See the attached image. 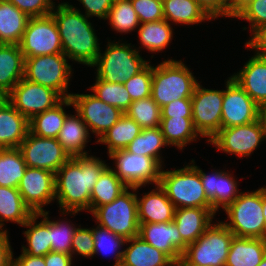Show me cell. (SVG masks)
<instances>
[{
	"mask_svg": "<svg viewBox=\"0 0 266 266\" xmlns=\"http://www.w3.org/2000/svg\"><path fill=\"white\" fill-rule=\"evenodd\" d=\"M107 166L102 159L87 154L70 158L55 173V199L63 215L75 216L85 210L91 213V192Z\"/></svg>",
	"mask_w": 266,
	"mask_h": 266,
	"instance_id": "cell-1",
	"label": "cell"
},
{
	"mask_svg": "<svg viewBox=\"0 0 266 266\" xmlns=\"http://www.w3.org/2000/svg\"><path fill=\"white\" fill-rule=\"evenodd\" d=\"M58 26L64 55L88 67L96 62L100 53L99 39L88 17L68 2L54 5L51 12Z\"/></svg>",
	"mask_w": 266,
	"mask_h": 266,
	"instance_id": "cell-2",
	"label": "cell"
},
{
	"mask_svg": "<svg viewBox=\"0 0 266 266\" xmlns=\"http://www.w3.org/2000/svg\"><path fill=\"white\" fill-rule=\"evenodd\" d=\"M198 83L181 60L167 59L152 66L151 97L160 108L177 99L191 98Z\"/></svg>",
	"mask_w": 266,
	"mask_h": 266,
	"instance_id": "cell-3",
	"label": "cell"
},
{
	"mask_svg": "<svg viewBox=\"0 0 266 266\" xmlns=\"http://www.w3.org/2000/svg\"><path fill=\"white\" fill-rule=\"evenodd\" d=\"M234 234L221 222L211 224L194 243L187 245L178 266H225Z\"/></svg>",
	"mask_w": 266,
	"mask_h": 266,
	"instance_id": "cell-4",
	"label": "cell"
},
{
	"mask_svg": "<svg viewBox=\"0 0 266 266\" xmlns=\"http://www.w3.org/2000/svg\"><path fill=\"white\" fill-rule=\"evenodd\" d=\"M159 185L175 208H211L199 171L190 163L184 168L161 171Z\"/></svg>",
	"mask_w": 266,
	"mask_h": 266,
	"instance_id": "cell-5",
	"label": "cell"
},
{
	"mask_svg": "<svg viewBox=\"0 0 266 266\" xmlns=\"http://www.w3.org/2000/svg\"><path fill=\"white\" fill-rule=\"evenodd\" d=\"M110 42L92 67H97L96 77L108 83L123 84L125 80L140 72L149 62L140 56V50L131 44Z\"/></svg>",
	"mask_w": 266,
	"mask_h": 266,
	"instance_id": "cell-6",
	"label": "cell"
},
{
	"mask_svg": "<svg viewBox=\"0 0 266 266\" xmlns=\"http://www.w3.org/2000/svg\"><path fill=\"white\" fill-rule=\"evenodd\" d=\"M229 222H222L235 237L265 239V218L262 206V187L241 192L225 210Z\"/></svg>",
	"mask_w": 266,
	"mask_h": 266,
	"instance_id": "cell-7",
	"label": "cell"
},
{
	"mask_svg": "<svg viewBox=\"0 0 266 266\" xmlns=\"http://www.w3.org/2000/svg\"><path fill=\"white\" fill-rule=\"evenodd\" d=\"M73 69L64 53L25 58L24 78L55 90L62 98H70L69 82Z\"/></svg>",
	"mask_w": 266,
	"mask_h": 266,
	"instance_id": "cell-8",
	"label": "cell"
},
{
	"mask_svg": "<svg viewBox=\"0 0 266 266\" xmlns=\"http://www.w3.org/2000/svg\"><path fill=\"white\" fill-rule=\"evenodd\" d=\"M128 188L111 203L97 207L93 212L98 226L125 239L138 236L139 221L136 193Z\"/></svg>",
	"mask_w": 266,
	"mask_h": 266,
	"instance_id": "cell-9",
	"label": "cell"
},
{
	"mask_svg": "<svg viewBox=\"0 0 266 266\" xmlns=\"http://www.w3.org/2000/svg\"><path fill=\"white\" fill-rule=\"evenodd\" d=\"M108 155L116 164L113 172L133 192L146 184H159L163 166L155 158L134 154L126 149L115 150Z\"/></svg>",
	"mask_w": 266,
	"mask_h": 266,
	"instance_id": "cell-10",
	"label": "cell"
},
{
	"mask_svg": "<svg viewBox=\"0 0 266 266\" xmlns=\"http://www.w3.org/2000/svg\"><path fill=\"white\" fill-rule=\"evenodd\" d=\"M19 47L24 58L63 53L58 26L53 16L30 17Z\"/></svg>",
	"mask_w": 266,
	"mask_h": 266,
	"instance_id": "cell-11",
	"label": "cell"
},
{
	"mask_svg": "<svg viewBox=\"0 0 266 266\" xmlns=\"http://www.w3.org/2000/svg\"><path fill=\"white\" fill-rule=\"evenodd\" d=\"M222 102L223 90L206 89L197 84L191 97L192 121L200 137H207V141L221 129Z\"/></svg>",
	"mask_w": 266,
	"mask_h": 266,
	"instance_id": "cell-12",
	"label": "cell"
},
{
	"mask_svg": "<svg viewBox=\"0 0 266 266\" xmlns=\"http://www.w3.org/2000/svg\"><path fill=\"white\" fill-rule=\"evenodd\" d=\"M265 139L264 127L261 119L235 127L221 128L208 142L215 145L217 150L227 154L250 157Z\"/></svg>",
	"mask_w": 266,
	"mask_h": 266,
	"instance_id": "cell-13",
	"label": "cell"
},
{
	"mask_svg": "<svg viewBox=\"0 0 266 266\" xmlns=\"http://www.w3.org/2000/svg\"><path fill=\"white\" fill-rule=\"evenodd\" d=\"M18 149L27 167L46 169L53 173L71 158L57 138L39 137L30 131Z\"/></svg>",
	"mask_w": 266,
	"mask_h": 266,
	"instance_id": "cell-14",
	"label": "cell"
},
{
	"mask_svg": "<svg viewBox=\"0 0 266 266\" xmlns=\"http://www.w3.org/2000/svg\"><path fill=\"white\" fill-rule=\"evenodd\" d=\"M62 99L55 90L25 78H22L8 94V101L28 120L53 108Z\"/></svg>",
	"mask_w": 266,
	"mask_h": 266,
	"instance_id": "cell-15",
	"label": "cell"
},
{
	"mask_svg": "<svg viewBox=\"0 0 266 266\" xmlns=\"http://www.w3.org/2000/svg\"><path fill=\"white\" fill-rule=\"evenodd\" d=\"M70 99L73 103V108H75V113L80 115L88 130L96 134L97 140L124 114L119 108L101 101L93 93H72Z\"/></svg>",
	"mask_w": 266,
	"mask_h": 266,
	"instance_id": "cell-16",
	"label": "cell"
},
{
	"mask_svg": "<svg viewBox=\"0 0 266 266\" xmlns=\"http://www.w3.org/2000/svg\"><path fill=\"white\" fill-rule=\"evenodd\" d=\"M223 90L221 128L235 127L260 118V107L231 77Z\"/></svg>",
	"mask_w": 266,
	"mask_h": 266,
	"instance_id": "cell-17",
	"label": "cell"
},
{
	"mask_svg": "<svg viewBox=\"0 0 266 266\" xmlns=\"http://www.w3.org/2000/svg\"><path fill=\"white\" fill-rule=\"evenodd\" d=\"M18 191L33 214L42 213L45 211L43 206L55 200V173L46 169L27 167Z\"/></svg>",
	"mask_w": 266,
	"mask_h": 266,
	"instance_id": "cell-18",
	"label": "cell"
},
{
	"mask_svg": "<svg viewBox=\"0 0 266 266\" xmlns=\"http://www.w3.org/2000/svg\"><path fill=\"white\" fill-rule=\"evenodd\" d=\"M138 236L165 253L175 264L187 248L174 222L139 223Z\"/></svg>",
	"mask_w": 266,
	"mask_h": 266,
	"instance_id": "cell-19",
	"label": "cell"
},
{
	"mask_svg": "<svg viewBox=\"0 0 266 266\" xmlns=\"http://www.w3.org/2000/svg\"><path fill=\"white\" fill-rule=\"evenodd\" d=\"M192 165L199 171L200 179L207 198L211 202V209L216 214L218 209H226L231 203H233L239 194L237 181L230 172L224 170H215L212 174L208 175L201 170L195 161L192 159ZM230 173V174H229Z\"/></svg>",
	"mask_w": 266,
	"mask_h": 266,
	"instance_id": "cell-20",
	"label": "cell"
},
{
	"mask_svg": "<svg viewBox=\"0 0 266 266\" xmlns=\"http://www.w3.org/2000/svg\"><path fill=\"white\" fill-rule=\"evenodd\" d=\"M231 78L260 108L266 106V57L252 56Z\"/></svg>",
	"mask_w": 266,
	"mask_h": 266,
	"instance_id": "cell-21",
	"label": "cell"
},
{
	"mask_svg": "<svg viewBox=\"0 0 266 266\" xmlns=\"http://www.w3.org/2000/svg\"><path fill=\"white\" fill-rule=\"evenodd\" d=\"M155 187L152 191L144 193L141 198L136 194L139 223L173 222L174 220L175 206L159 184Z\"/></svg>",
	"mask_w": 266,
	"mask_h": 266,
	"instance_id": "cell-22",
	"label": "cell"
},
{
	"mask_svg": "<svg viewBox=\"0 0 266 266\" xmlns=\"http://www.w3.org/2000/svg\"><path fill=\"white\" fill-rule=\"evenodd\" d=\"M215 213L211 208H177L173 222L176 224L182 240L194 243L212 224Z\"/></svg>",
	"mask_w": 266,
	"mask_h": 266,
	"instance_id": "cell-23",
	"label": "cell"
},
{
	"mask_svg": "<svg viewBox=\"0 0 266 266\" xmlns=\"http://www.w3.org/2000/svg\"><path fill=\"white\" fill-rule=\"evenodd\" d=\"M29 132V120L8 101L0 108V149L18 148Z\"/></svg>",
	"mask_w": 266,
	"mask_h": 266,
	"instance_id": "cell-24",
	"label": "cell"
},
{
	"mask_svg": "<svg viewBox=\"0 0 266 266\" xmlns=\"http://www.w3.org/2000/svg\"><path fill=\"white\" fill-rule=\"evenodd\" d=\"M130 243L123 249L122 262L127 266H174L175 263L162 251L139 236L126 239Z\"/></svg>",
	"mask_w": 266,
	"mask_h": 266,
	"instance_id": "cell-25",
	"label": "cell"
},
{
	"mask_svg": "<svg viewBox=\"0 0 266 266\" xmlns=\"http://www.w3.org/2000/svg\"><path fill=\"white\" fill-rule=\"evenodd\" d=\"M49 211L33 214L22 227H28L23 232L27 241V247L22 246V253L31 256H45L51 251L50 217ZM43 217L39 223L37 219Z\"/></svg>",
	"mask_w": 266,
	"mask_h": 266,
	"instance_id": "cell-26",
	"label": "cell"
},
{
	"mask_svg": "<svg viewBox=\"0 0 266 266\" xmlns=\"http://www.w3.org/2000/svg\"><path fill=\"white\" fill-rule=\"evenodd\" d=\"M265 255V239L234 236L225 266H258Z\"/></svg>",
	"mask_w": 266,
	"mask_h": 266,
	"instance_id": "cell-27",
	"label": "cell"
},
{
	"mask_svg": "<svg viewBox=\"0 0 266 266\" xmlns=\"http://www.w3.org/2000/svg\"><path fill=\"white\" fill-rule=\"evenodd\" d=\"M89 130L80 115H67L61 130L57 136V141L72 158L75 156L87 155L86 144L90 138Z\"/></svg>",
	"mask_w": 266,
	"mask_h": 266,
	"instance_id": "cell-28",
	"label": "cell"
},
{
	"mask_svg": "<svg viewBox=\"0 0 266 266\" xmlns=\"http://www.w3.org/2000/svg\"><path fill=\"white\" fill-rule=\"evenodd\" d=\"M25 58L19 45L0 44V88L8 94L24 78Z\"/></svg>",
	"mask_w": 266,
	"mask_h": 266,
	"instance_id": "cell-29",
	"label": "cell"
},
{
	"mask_svg": "<svg viewBox=\"0 0 266 266\" xmlns=\"http://www.w3.org/2000/svg\"><path fill=\"white\" fill-rule=\"evenodd\" d=\"M29 18L14 4L0 0V44L19 45Z\"/></svg>",
	"mask_w": 266,
	"mask_h": 266,
	"instance_id": "cell-30",
	"label": "cell"
},
{
	"mask_svg": "<svg viewBox=\"0 0 266 266\" xmlns=\"http://www.w3.org/2000/svg\"><path fill=\"white\" fill-rule=\"evenodd\" d=\"M64 106H73L70 98H63L53 108L34 115L29 120V131L39 137L57 138L68 115Z\"/></svg>",
	"mask_w": 266,
	"mask_h": 266,
	"instance_id": "cell-31",
	"label": "cell"
},
{
	"mask_svg": "<svg viewBox=\"0 0 266 266\" xmlns=\"http://www.w3.org/2000/svg\"><path fill=\"white\" fill-rule=\"evenodd\" d=\"M32 215L18 188L0 186V232H8L3 229L4 222L11 221L23 226Z\"/></svg>",
	"mask_w": 266,
	"mask_h": 266,
	"instance_id": "cell-32",
	"label": "cell"
},
{
	"mask_svg": "<svg viewBox=\"0 0 266 266\" xmlns=\"http://www.w3.org/2000/svg\"><path fill=\"white\" fill-rule=\"evenodd\" d=\"M164 19L174 24L193 25L212 20L195 0H164Z\"/></svg>",
	"mask_w": 266,
	"mask_h": 266,
	"instance_id": "cell-33",
	"label": "cell"
},
{
	"mask_svg": "<svg viewBox=\"0 0 266 266\" xmlns=\"http://www.w3.org/2000/svg\"><path fill=\"white\" fill-rule=\"evenodd\" d=\"M160 129L169 146L183 150L191 141H196L199 133L195 130L192 118L162 117Z\"/></svg>",
	"mask_w": 266,
	"mask_h": 266,
	"instance_id": "cell-34",
	"label": "cell"
},
{
	"mask_svg": "<svg viewBox=\"0 0 266 266\" xmlns=\"http://www.w3.org/2000/svg\"><path fill=\"white\" fill-rule=\"evenodd\" d=\"M129 187L107 166L100 174L91 192V213L99 206L115 200Z\"/></svg>",
	"mask_w": 266,
	"mask_h": 266,
	"instance_id": "cell-35",
	"label": "cell"
},
{
	"mask_svg": "<svg viewBox=\"0 0 266 266\" xmlns=\"http://www.w3.org/2000/svg\"><path fill=\"white\" fill-rule=\"evenodd\" d=\"M141 130L142 128L124 113L96 142L106 144L109 154L115 150L125 149L141 133Z\"/></svg>",
	"mask_w": 266,
	"mask_h": 266,
	"instance_id": "cell-36",
	"label": "cell"
},
{
	"mask_svg": "<svg viewBox=\"0 0 266 266\" xmlns=\"http://www.w3.org/2000/svg\"><path fill=\"white\" fill-rule=\"evenodd\" d=\"M138 38L149 52L158 53L168 47L173 38L171 23L163 19L156 22L141 23L138 27Z\"/></svg>",
	"mask_w": 266,
	"mask_h": 266,
	"instance_id": "cell-37",
	"label": "cell"
},
{
	"mask_svg": "<svg viewBox=\"0 0 266 266\" xmlns=\"http://www.w3.org/2000/svg\"><path fill=\"white\" fill-rule=\"evenodd\" d=\"M27 169L18 148L0 149V186L18 188Z\"/></svg>",
	"mask_w": 266,
	"mask_h": 266,
	"instance_id": "cell-38",
	"label": "cell"
},
{
	"mask_svg": "<svg viewBox=\"0 0 266 266\" xmlns=\"http://www.w3.org/2000/svg\"><path fill=\"white\" fill-rule=\"evenodd\" d=\"M169 146L160 127L142 129L141 133L125 148L128 152L155 158L163 165L160 150Z\"/></svg>",
	"mask_w": 266,
	"mask_h": 266,
	"instance_id": "cell-39",
	"label": "cell"
},
{
	"mask_svg": "<svg viewBox=\"0 0 266 266\" xmlns=\"http://www.w3.org/2000/svg\"><path fill=\"white\" fill-rule=\"evenodd\" d=\"M124 113L142 129L159 127L162 118L161 108L151 96L133 101Z\"/></svg>",
	"mask_w": 266,
	"mask_h": 266,
	"instance_id": "cell-40",
	"label": "cell"
},
{
	"mask_svg": "<svg viewBox=\"0 0 266 266\" xmlns=\"http://www.w3.org/2000/svg\"><path fill=\"white\" fill-rule=\"evenodd\" d=\"M117 33H130L138 29L140 22L130 0H115L106 20Z\"/></svg>",
	"mask_w": 266,
	"mask_h": 266,
	"instance_id": "cell-41",
	"label": "cell"
},
{
	"mask_svg": "<svg viewBox=\"0 0 266 266\" xmlns=\"http://www.w3.org/2000/svg\"><path fill=\"white\" fill-rule=\"evenodd\" d=\"M96 82L90 87V90L101 101L119 108L125 112L132 103V99L124 84L108 83L96 77Z\"/></svg>",
	"mask_w": 266,
	"mask_h": 266,
	"instance_id": "cell-42",
	"label": "cell"
},
{
	"mask_svg": "<svg viewBox=\"0 0 266 266\" xmlns=\"http://www.w3.org/2000/svg\"><path fill=\"white\" fill-rule=\"evenodd\" d=\"M94 234V256L101 252L114 254L115 264L122 262L123 250L126 239L112 233L108 229L97 226L93 228ZM121 251H120V250Z\"/></svg>",
	"mask_w": 266,
	"mask_h": 266,
	"instance_id": "cell-43",
	"label": "cell"
},
{
	"mask_svg": "<svg viewBox=\"0 0 266 266\" xmlns=\"http://www.w3.org/2000/svg\"><path fill=\"white\" fill-rule=\"evenodd\" d=\"M76 226L68 221L50 220L51 251L71 255L72 239Z\"/></svg>",
	"mask_w": 266,
	"mask_h": 266,
	"instance_id": "cell-44",
	"label": "cell"
},
{
	"mask_svg": "<svg viewBox=\"0 0 266 266\" xmlns=\"http://www.w3.org/2000/svg\"><path fill=\"white\" fill-rule=\"evenodd\" d=\"M131 96L132 102L151 96L152 66L149 63L137 74L123 83Z\"/></svg>",
	"mask_w": 266,
	"mask_h": 266,
	"instance_id": "cell-45",
	"label": "cell"
},
{
	"mask_svg": "<svg viewBox=\"0 0 266 266\" xmlns=\"http://www.w3.org/2000/svg\"><path fill=\"white\" fill-rule=\"evenodd\" d=\"M141 23L164 19L163 3L160 0H130Z\"/></svg>",
	"mask_w": 266,
	"mask_h": 266,
	"instance_id": "cell-46",
	"label": "cell"
},
{
	"mask_svg": "<svg viewBox=\"0 0 266 266\" xmlns=\"http://www.w3.org/2000/svg\"><path fill=\"white\" fill-rule=\"evenodd\" d=\"M81 255L82 257H93L94 256V234L93 228H82L77 227L73 239L71 256Z\"/></svg>",
	"mask_w": 266,
	"mask_h": 266,
	"instance_id": "cell-47",
	"label": "cell"
},
{
	"mask_svg": "<svg viewBox=\"0 0 266 266\" xmlns=\"http://www.w3.org/2000/svg\"><path fill=\"white\" fill-rule=\"evenodd\" d=\"M235 18L246 20L250 31L266 25V0H254L248 4Z\"/></svg>",
	"mask_w": 266,
	"mask_h": 266,
	"instance_id": "cell-48",
	"label": "cell"
},
{
	"mask_svg": "<svg viewBox=\"0 0 266 266\" xmlns=\"http://www.w3.org/2000/svg\"><path fill=\"white\" fill-rule=\"evenodd\" d=\"M14 4L29 17H44L50 15L55 2L52 0H6Z\"/></svg>",
	"mask_w": 266,
	"mask_h": 266,
	"instance_id": "cell-49",
	"label": "cell"
},
{
	"mask_svg": "<svg viewBox=\"0 0 266 266\" xmlns=\"http://www.w3.org/2000/svg\"><path fill=\"white\" fill-rule=\"evenodd\" d=\"M162 117L192 118L191 98H181L170 102L161 108Z\"/></svg>",
	"mask_w": 266,
	"mask_h": 266,
	"instance_id": "cell-50",
	"label": "cell"
},
{
	"mask_svg": "<svg viewBox=\"0 0 266 266\" xmlns=\"http://www.w3.org/2000/svg\"><path fill=\"white\" fill-rule=\"evenodd\" d=\"M211 18L230 17V0H195Z\"/></svg>",
	"mask_w": 266,
	"mask_h": 266,
	"instance_id": "cell-51",
	"label": "cell"
},
{
	"mask_svg": "<svg viewBox=\"0 0 266 266\" xmlns=\"http://www.w3.org/2000/svg\"><path fill=\"white\" fill-rule=\"evenodd\" d=\"M85 8V16L98 17L106 20L110 8L113 6L115 0H78Z\"/></svg>",
	"mask_w": 266,
	"mask_h": 266,
	"instance_id": "cell-52",
	"label": "cell"
},
{
	"mask_svg": "<svg viewBox=\"0 0 266 266\" xmlns=\"http://www.w3.org/2000/svg\"><path fill=\"white\" fill-rule=\"evenodd\" d=\"M245 46L255 50V55L266 57V25L255 29Z\"/></svg>",
	"mask_w": 266,
	"mask_h": 266,
	"instance_id": "cell-53",
	"label": "cell"
},
{
	"mask_svg": "<svg viewBox=\"0 0 266 266\" xmlns=\"http://www.w3.org/2000/svg\"><path fill=\"white\" fill-rule=\"evenodd\" d=\"M13 251L10 246L8 232H0V266L12 265Z\"/></svg>",
	"mask_w": 266,
	"mask_h": 266,
	"instance_id": "cell-54",
	"label": "cell"
},
{
	"mask_svg": "<svg viewBox=\"0 0 266 266\" xmlns=\"http://www.w3.org/2000/svg\"><path fill=\"white\" fill-rule=\"evenodd\" d=\"M72 257L63 252L50 251L44 256L46 266H72Z\"/></svg>",
	"mask_w": 266,
	"mask_h": 266,
	"instance_id": "cell-55",
	"label": "cell"
},
{
	"mask_svg": "<svg viewBox=\"0 0 266 266\" xmlns=\"http://www.w3.org/2000/svg\"><path fill=\"white\" fill-rule=\"evenodd\" d=\"M11 266H46L44 256H31L22 253L18 258L12 257Z\"/></svg>",
	"mask_w": 266,
	"mask_h": 266,
	"instance_id": "cell-56",
	"label": "cell"
},
{
	"mask_svg": "<svg viewBox=\"0 0 266 266\" xmlns=\"http://www.w3.org/2000/svg\"><path fill=\"white\" fill-rule=\"evenodd\" d=\"M252 1L254 0H230V17L235 18Z\"/></svg>",
	"mask_w": 266,
	"mask_h": 266,
	"instance_id": "cell-57",
	"label": "cell"
},
{
	"mask_svg": "<svg viewBox=\"0 0 266 266\" xmlns=\"http://www.w3.org/2000/svg\"><path fill=\"white\" fill-rule=\"evenodd\" d=\"M262 206H263V215L265 218V240H266V187H262Z\"/></svg>",
	"mask_w": 266,
	"mask_h": 266,
	"instance_id": "cell-58",
	"label": "cell"
},
{
	"mask_svg": "<svg viewBox=\"0 0 266 266\" xmlns=\"http://www.w3.org/2000/svg\"><path fill=\"white\" fill-rule=\"evenodd\" d=\"M260 119L263 123L265 139H266V106L260 108Z\"/></svg>",
	"mask_w": 266,
	"mask_h": 266,
	"instance_id": "cell-59",
	"label": "cell"
},
{
	"mask_svg": "<svg viewBox=\"0 0 266 266\" xmlns=\"http://www.w3.org/2000/svg\"><path fill=\"white\" fill-rule=\"evenodd\" d=\"M8 102V93L0 88V108Z\"/></svg>",
	"mask_w": 266,
	"mask_h": 266,
	"instance_id": "cell-60",
	"label": "cell"
},
{
	"mask_svg": "<svg viewBox=\"0 0 266 266\" xmlns=\"http://www.w3.org/2000/svg\"><path fill=\"white\" fill-rule=\"evenodd\" d=\"M258 266H266V255L263 257L261 263Z\"/></svg>",
	"mask_w": 266,
	"mask_h": 266,
	"instance_id": "cell-61",
	"label": "cell"
},
{
	"mask_svg": "<svg viewBox=\"0 0 266 266\" xmlns=\"http://www.w3.org/2000/svg\"><path fill=\"white\" fill-rule=\"evenodd\" d=\"M114 266H127V265H125L123 262H119L117 264L114 263Z\"/></svg>",
	"mask_w": 266,
	"mask_h": 266,
	"instance_id": "cell-62",
	"label": "cell"
}]
</instances>
